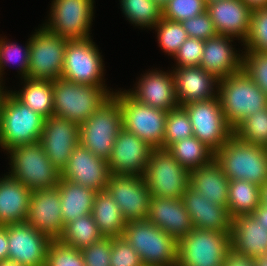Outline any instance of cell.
Masks as SVG:
<instances>
[{"label":"cell","instance_id":"6da1fadb","mask_svg":"<svg viewBox=\"0 0 267 266\" xmlns=\"http://www.w3.org/2000/svg\"><path fill=\"white\" fill-rule=\"evenodd\" d=\"M218 97L232 129L249 115L267 108V95L243 69L219 80Z\"/></svg>","mask_w":267,"mask_h":266},{"label":"cell","instance_id":"7a4b0ae2","mask_svg":"<svg viewBox=\"0 0 267 266\" xmlns=\"http://www.w3.org/2000/svg\"><path fill=\"white\" fill-rule=\"evenodd\" d=\"M45 117L22 103L12 91L4 92L0 104V147L9 150L21 144L38 142Z\"/></svg>","mask_w":267,"mask_h":266},{"label":"cell","instance_id":"3957f363","mask_svg":"<svg viewBox=\"0 0 267 266\" xmlns=\"http://www.w3.org/2000/svg\"><path fill=\"white\" fill-rule=\"evenodd\" d=\"M215 160L229 180L261 186L267 181V148L252 145L234 135L215 153Z\"/></svg>","mask_w":267,"mask_h":266},{"label":"cell","instance_id":"277c9868","mask_svg":"<svg viewBox=\"0 0 267 266\" xmlns=\"http://www.w3.org/2000/svg\"><path fill=\"white\" fill-rule=\"evenodd\" d=\"M105 85H84L58 78L53 81L54 115L85 122L114 92Z\"/></svg>","mask_w":267,"mask_h":266},{"label":"cell","instance_id":"5b68a950","mask_svg":"<svg viewBox=\"0 0 267 266\" xmlns=\"http://www.w3.org/2000/svg\"><path fill=\"white\" fill-rule=\"evenodd\" d=\"M144 266H177L178 241L147 219L127 222L123 235Z\"/></svg>","mask_w":267,"mask_h":266},{"label":"cell","instance_id":"8992f818","mask_svg":"<svg viewBox=\"0 0 267 266\" xmlns=\"http://www.w3.org/2000/svg\"><path fill=\"white\" fill-rule=\"evenodd\" d=\"M7 152L11 155L8 175L32 191L57 187L61 172L52 165L39 141L12 147Z\"/></svg>","mask_w":267,"mask_h":266},{"label":"cell","instance_id":"52a82bcc","mask_svg":"<svg viewBox=\"0 0 267 266\" xmlns=\"http://www.w3.org/2000/svg\"><path fill=\"white\" fill-rule=\"evenodd\" d=\"M122 129L121 106L112 94L85 122L79 125V141L94 155L108 160L117 135Z\"/></svg>","mask_w":267,"mask_h":266},{"label":"cell","instance_id":"ba28073f","mask_svg":"<svg viewBox=\"0 0 267 266\" xmlns=\"http://www.w3.org/2000/svg\"><path fill=\"white\" fill-rule=\"evenodd\" d=\"M230 233L193 228L178 241L177 266H222L231 247Z\"/></svg>","mask_w":267,"mask_h":266},{"label":"cell","instance_id":"9c48e42d","mask_svg":"<svg viewBox=\"0 0 267 266\" xmlns=\"http://www.w3.org/2000/svg\"><path fill=\"white\" fill-rule=\"evenodd\" d=\"M121 106L123 128L148 143L153 149L163 148L167 111L139 103L127 92H114Z\"/></svg>","mask_w":267,"mask_h":266},{"label":"cell","instance_id":"30bf717a","mask_svg":"<svg viewBox=\"0 0 267 266\" xmlns=\"http://www.w3.org/2000/svg\"><path fill=\"white\" fill-rule=\"evenodd\" d=\"M151 196L182 198L189 187L190 172L168 149H153L143 176Z\"/></svg>","mask_w":267,"mask_h":266},{"label":"cell","instance_id":"8fae6325","mask_svg":"<svg viewBox=\"0 0 267 266\" xmlns=\"http://www.w3.org/2000/svg\"><path fill=\"white\" fill-rule=\"evenodd\" d=\"M192 124L193 136L215 153L233 136L224 117L219 97L183 106Z\"/></svg>","mask_w":267,"mask_h":266},{"label":"cell","instance_id":"7c38bea8","mask_svg":"<svg viewBox=\"0 0 267 266\" xmlns=\"http://www.w3.org/2000/svg\"><path fill=\"white\" fill-rule=\"evenodd\" d=\"M103 62L91 37L68 40L61 78L84 85H104Z\"/></svg>","mask_w":267,"mask_h":266},{"label":"cell","instance_id":"4fadbf2b","mask_svg":"<svg viewBox=\"0 0 267 266\" xmlns=\"http://www.w3.org/2000/svg\"><path fill=\"white\" fill-rule=\"evenodd\" d=\"M94 0H53L49 22L43 27L67 40L90 38Z\"/></svg>","mask_w":267,"mask_h":266},{"label":"cell","instance_id":"5bb4252c","mask_svg":"<svg viewBox=\"0 0 267 266\" xmlns=\"http://www.w3.org/2000/svg\"><path fill=\"white\" fill-rule=\"evenodd\" d=\"M30 37L29 79L57 80L61 78L68 43L43 26Z\"/></svg>","mask_w":267,"mask_h":266},{"label":"cell","instance_id":"9a60e30c","mask_svg":"<svg viewBox=\"0 0 267 266\" xmlns=\"http://www.w3.org/2000/svg\"><path fill=\"white\" fill-rule=\"evenodd\" d=\"M106 191L121 209L126 222L147 219L152 196L143 177L111 174Z\"/></svg>","mask_w":267,"mask_h":266},{"label":"cell","instance_id":"2e32d148","mask_svg":"<svg viewBox=\"0 0 267 266\" xmlns=\"http://www.w3.org/2000/svg\"><path fill=\"white\" fill-rule=\"evenodd\" d=\"M8 259L23 266H45L49 244L47 235L39 232L27 221L6 225Z\"/></svg>","mask_w":267,"mask_h":266},{"label":"cell","instance_id":"e0dca14e","mask_svg":"<svg viewBox=\"0 0 267 266\" xmlns=\"http://www.w3.org/2000/svg\"><path fill=\"white\" fill-rule=\"evenodd\" d=\"M39 142L52 165L62 172L73 149L80 143L79 124L56 115L45 118Z\"/></svg>","mask_w":267,"mask_h":266},{"label":"cell","instance_id":"ac0fdd59","mask_svg":"<svg viewBox=\"0 0 267 266\" xmlns=\"http://www.w3.org/2000/svg\"><path fill=\"white\" fill-rule=\"evenodd\" d=\"M111 172L108 161L94 155L80 143L73 149L61 178L77 183L94 191L107 188Z\"/></svg>","mask_w":267,"mask_h":266},{"label":"cell","instance_id":"d6986e66","mask_svg":"<svg viewBox=\"0 0 267 266\" xmlns=\"http://www.w3.org/2000/svg\"><path fill=\"white\" fill-rule=\"evenodd\" d=\"M153 148L124 128L118 133L108 161L111 174L143 177Z\"/></svg>","mask_w":267,"mask_h":266},{"label":"cell","instance_id":"ffe728a7","mask_svg":"<svg viewBox=\"0 0 267 266\" xmlns=\"http://www.w3.org/2000/svg\"><path fill=\"white\" fill-rule=\"evenodd\" d=\"M25 221L50 239H59L65 225L58 187L32 191Z\"/></svg>","mask_w":267,"mask_h":266},{"label":"cell","instance_id":"44dd1931","mask_svg":"<svg viewBox=\"0 0 267 266\" xmlns=\"http://www.w3.org/2000/svg\"><path fill=\"white\" fill-rule=\"evenodd\" d=\"M134 89L126 92L139 103L167 112L179 106L172 71L152 70L142 75Z\"/></svg>","mask_w":267,"mask_h":266},{"label":"cell","instance_id":"7402d4cb","mask_svg":"<svg viewBox=\"0 0 267 266\" xmlns=\"http://www.w3.org/2000/svg\"><path fill=\"white\" fill-rule=\"evenodd\" d=\"M206 11L219 35L236 37L242 43L250 30L252 9L242 0H215Z\"/></svg>","mask_w":267,"mask_h":266},{"label":"cell","instance_id":"603a6c76","mask_svg":"<svg viewBox=\"0 0 267 266\" xmlns=\"http://www.w3.org/2000/svg\"><path fill=\"white\" fill-rule=\"evenodd\" d=\"M172 73L179 106L218 97L219 80L200 66L175 67Z\"/></svg>","mask_w":267,"mask_h":266},{"label":"cell","instance_id":"cb8c5ba5","mask_svg":"<svg viewBox=\"0 0 267 266\" xmlns=\"http://www.w3.org/2000/svg\"><path fill=\"white\" fill-rule=\"evenodd\" d=\"M147 220L177 241L194 228L182 198L152 196Z\"/></svg>","mask_w":267,"mask_h":266},{"label":"cell","instance_id":"d4e9b609","mask_svg":"<svg viewBox=\"0 0 267 266\" xmlns=\"http://www.w3.org/2000/svg\"><path fill=\"white\" fill-rule=\"evenodd\" d=\"M233 38L217 34L204 41L199 66L218 80L243 69V55L237 53V50L235 52L232 47Z\"/></svg>","mask_w":267,"mask_h":266},{"label":"cell","instance_id":"484cf974","mask_svg":"<svg viewBox=\"0 0 267 266\" xmlns=\"http://www.w3.org/2000/svg\"><path fill=\"white\" fill-rule=\"evenodd\" d=\"M182 200L194 228L231 232L232 219L227 207L212 204L190 186L185 190Z\"/></svg>","mask_w":267,"mask_h":266},{"label":"cell","instance_id":"4316f807","mask_svg":"<svg viewBox=\"0 0 267 266\" xmlns=\"http://www.w3.org/2000/svg\"><path fill=\"white\" fill-rule=\"evenodd\" d=\"M231 247L251 258L267 254V229L252 214L232 219Z\"/></svg>","mask_w":267,"mask_h":266},{"label":"cell","instance_id":"83f0119b","mask_svg":"<svg viewBox=\"0 0 267 266\" xmlns=\"http://www.w3.org/2000/svg\"><path fill=\"white\" fill-rule=\"evenodd\" d=\"M32 190L10 175L0 178V225L26 220Z\"/></svg>","mask_w":267,"mask_h":266},{"label":"cell","instance_id":"f1b7e54d","mask_svg":"<svg viewBox=\"0 0 267 266\" xmlns=\"http://www.w3.org/2000/svg\"><path fill=\"white\" fill-rule=\"evenodd\" d=\"M229 182L230 180L215 159L190 172L189 186L212 204L227 207Z\"/></svg>","mask_w":267,"mask_h":266},{"label":"cell","instance_id":"f546056e","mask_svg":"<svg viewBox=\"0 0 267 266\" xmlns=\"http://www.w3.org/2000/svg\"><path fill=\"white\" fill-rule=\"evenodd\" d=\"M57 187L64 225L79 216L92 213L96 191L61 177Z\"/></svg>","mask_w":267,"mask_h":266},{"label":"cell","instance_id":"4dcf8cb0","mask_svg":"<svg viewBox=\"0 0 267 266\" xmlns=\"http://www.w3.org/2000/svg\"><path fill=\"white\" fill-rule=\"evenodd\" d=\"M92 216L103 237L123 235L127 222L121 209L106 190L96 192Z\"/></svg>","mask_w":267,"mask_h":266},{"label":"cell","instance_id":"1f68e13d","mask_svg":"<svg viewBox=\"0 0 267 266\" xmlns=\"http://www.w3.org/2000/svg\"><path fill=\"white\" fill-rule=\"evenodd\" d=\"M24 87L12 93L33 111L48 118L54 115L53 80L24 79Z\"/></svg>","mask_w":267,"mask_h":266},{"label":"cell","instance_id":"d6a6232c","mask_svg":"<svg viewBox=\"0 0 267 266\" xmlns=\"http://www.w3.org/2000/svg\"><path fill=\"white\" fill-rule=\"evenodd\" d=\"M168 151L189 172L207 165L215 159V152L195 136L173 143Z\"/></svg>","mask_w":267,"mask_h":266},{"label":"cell","instance_id":"836d02e7","mask_svg":"<svg viewBox=\"0 0 267 266\" xmlns=\"http://www.w3.org/2000/svg\"><path fill=\"white\" fill-rule=\"evenodd\" d=\"M259 204V186L244 180H230L227 211L231 219L252 214Z\"/></svg>","mask_w":267,"mask_h":266},{"label":"cell","instance_id":"e575fe53","mask_svg":"<svg viewBox=\"0 0 267 266\" xmlns=\"http://www.w3.org/2000/svg\"><path fill=\"white\" fill-rule=\"evenodd\" d=\"M102 238L103 236L95 223L92 213H89L66 223L63 234L58 240L62 244L80 250L96 243Z\"/></svg>","mask_w":267,"mask_h":266},{"label":"cell","instance_id":"d590c367","mask_svg":"<svg viewBox=\"0 0 267 266\" xmlns=\"http://www.w3.org/2000/svg\"><path fill=\"white\" fill-rule=\"evenodd\" d=\"M127 20L135 26L154 28L162 19V9L153 0H120Z\"/></svg>","mask_w":267,"mask_h":266},{"label":"cell","instance_id":"8d00e7d4","mask_svg":"<svg viewBox=\"0 0 267 266\" xmlns=\"http://www.w3.org/2000/svg\"><path fill=\"white\" fill-rule=\"evenodd\" d=\"M233 135L243 142L267 148V108L249 115L234 129Z\"/></svg>","mask_w":267,"mask_h":266},{"label":"cell","instance_id":"74e56055","mask_svg":"<svg viewBox=\"0 0 267 266\" xmlns=\"http://www.w3.org/2000/svg\"><path fill=\"white\" fill-rule=\"evenodd\" d=\"M193 136L192 124L186 109L178 106L167 113L163 149H168L173 143Z\"/></svg>","mask_w":267,"mask_h":266},{"label":"cell","instance_id":"f35d334b","mask_svg":"<svg viewBox=\"0 0 267 266\" xmlns=\"http://www.w3.org/2000/svg\"><path fill=\"white\" fill-rule=\"evenodd\" d=\"M157 31L158 43L161 49L170 56H174L181 45L188 38L183 24L162 18L154 27Z\"/></svg>","mask_w":267,"mask_h":266},{"label":"cell","instance_id":"ab89813d","mask_svg":"<svg viewBox=\"0 0 267 266\" xmlns=\"http://www.w3.org/2000/svg\"><path fill=\"white\" fill-rule=\"evenodd\" d=\"M29 41L25 45L24 49L18 46L15 43H10L5 38L0 39V84L1 77L3 75L4 66H7L6 63H17L19 66V74L21 75L22 79L28 78V68H29V61H30V38Z\"/></svg>","mask_w":267,"mask_h":266},{"label":"cell","instance_id":"60d3db41","mask_svg":"<svg viewBox=\"0 0 267 266\" xmlns=\"http://www.w3.org/2000/svg\"><path fill=\"white\" fill-rule=\"evenodd\" d=\"M243 44L244 50L267 52V7L252 11L249 34Z\"/></svg>","mask_w":267,"mask_h":266},{"label":"cell","instance_id":"b9f144b4","mask_svg":"<svg viewBox=\"0 0 267 266\" xmlns=\"http://www.w3.org/2000/svg\"><path fill=\"white\" fill-rule=\"evenodd\" d=\"M204 0H169L162 9V18L183 22L206 11Z\"/></svg>","mask_w":267,"mask_h":266},{"label":"cell","instance_id":"7bdbcfd3","mask_svg":"<svg viewBox=\"0 0 267 266\" xmlns=\"http://www.w3.org/2000/svg\"><path fill=\"white\" fill-rule=\"evenodd\" d=\"M241 54L243 70L267 95V52L245 50Z\"/></svg>","mask_w":267,"mask_h":266},{"label":"cell","instance_id":"ee69618b","mask_svg":"<svg viewBox=\"0 0 267 266\" xmlns=\"http://www.w3.org/2000/svg\"><path fill=\"white\" fill-rule=\"evenodd\" d=\"M45 266H85L79 249L52 240L49 244Z\"/></svg>","mask_w":267,"mask_h":266},{"label":"cell","instance_id":"f6af8a7d","mask_svg":"<svg viewBox=\"0 0 267 266\" xmlns=\"http://www.w3.org/2000/svg\"><path fill=\"white\" fill-rule=\"evenodd\" d=\"M110 266H144L139 254L122 236L111 240Z\"/></svg>","mask_w":267,"mask_h":266},{"label":"cell","instance_id":"bcb514c9","mask_svg":"<svg viewBox=\"0 0 267 266\" xmlns=\"http://www.w3.org/2000/svg\"><path fill=\"white\" fill-rule=\"evenodd\" d=\"M112 237H103L96 243L80 249L85 266H110Z\"/></svg>","mask_w":267,"mask_h":266},{"label":"cell","instance_id":"7dc6e473","mask_svg":"<svg viewBox=\"0 0 267 266\" xmlns=\"http://www.w3.org/2000/svg\"><path fill=\"white\" fill-rule=\"evenodd\" d=\"M204 50V40L188 37L173 56L176 67L199 66Z\"/></svg>","mask_w":267,"mask_h":266},{"label":"cell","instance_id":"c3c4849f","mask_svg":"<svg viewBox=\"0 0 267 266\" xmlns=\"http://www.w3.org/2000/svg\"><path fill=\"white\" fill-rule=\"evenodd\" d=\"M188 37L200 40H207L216 36L218 33L214 27L213 21L207 11L181 22Z\"/></svg>","mask_w":267,"mask_h":266},{"label":"cell","instance_id":"681fc988","mask_svg":"<svg viewBox=\"0 0 267 266\" xmlns=\"http://www.w3.org/2000/svg\"><path fill=\"white\" fill-rule=\"evenodd\" d=\"M222 266H255V259L230 247Z\"/></svg>","mask_w":267,"mask_h":266},{"label":"cell","instance_id":"f907efd6","mask_svg":"<svg viewBox=\"0 0 267 266\" xmlns=\"http://www.w3.org/2000/svg\"><path fill=\"white\" fill-rule=\"evenodd\" d=\"M8 238L6 225H0V261L8 259Z\"/></svg>","mask_w":267,"mask_h":266},{"label":"cell","instance_id":"816d5d0a","mask_svg":"<svg viewBox=\"0 0 267 266\" xmlns=\"http://www.w3.org/2000/svg\"><path fill=\"white\" fill-rule=\"evenodd\" d=\"M252 215L258 222H261V225H263L267 229V206L259 204Z\"/></svg>","mask_w":267,"mask_h":266},{"label":"cell","instance_id":"f5cc1de1","mask_svg":"<svg viewBox=\"0 0 267 266\" xmlns=\"http://www.w3.org/2000/svg\"><path fill=\"white\" fill-rule=\"evenodd\" d=\"M248 5L252 10L257 8L267 7V0H242Z\"/></svg>","mask_w":267,"mask_h":266},{"label":"cell","instance_id":"db71d44e","mask_svg":"<svg viewBox=\"0 0 267 266\" xmlns=\"http://www.w3.org/2000/svg\"><path fill=\"white\" fill-rule=\"evenodd\" d=\"M260 204L267 206V181L260 186Z\"/></svg>","mask_w":267,"mask_h":266},{"label":"cell","instance_id":"11a10c76","mask_svg":"<svg viewBox=\"0 0 267 266\" xmlns=\"http://www.w3.org/2000/svg\"><path fill=\"white\" fill-rule=\"evenodd\" d=\"M255 266H267V254L255 259Z\"/></svg>","mask_w":267,"mask_h":266},{"label":"cell","instance_id":"9f6ffc18","mask_svg":"<svg viewBox=\"0 0 267 266\" xmlns=\"http://www.w3.org/2000/svg\"><path fill=\"white\" fill-rule=\"evenodd\" d=\"M0 266H23L13 260H10V259H6V260H3V261H0Z\"/></svg>","mask_w":267,"mask_h":266},{"label":"cell","instance_id":"6f0895ef","mask_svg":"<svg viewBox=\"0 0 267 266\" xmlns=\"http://www.w3.org/2000/svg\"><path fill=\"white\" fill-rule=\"evenodd\" d=\"M161 9L167 4L169 0H153Z\"/></svg>","mask_w":267,"mask_h":266},{"label":"cell","instance_id":"680465c9","mask_svg":"<svg viewBox=\"0 0 267 266\" xmlns=\"http://www.w3.org/2000/svg\"><path fill=\"white\" fill-rule=\"evenodd\" d=\"M213 1H215V0H204V2H205L206 4H208V3H210V2H213Z\"/></svg>","mask_w":267,"mask_h":266},{"label":"cell","instance_id":"91938a15","mask_svg":"<svg viewBox=\"0 0 267 266\" xmlns=\"http://www.w3.org/2000/svg\"><path fill=\"white\" fill-rule=\"evenodd\" d=\"M0 92H5V91H4V86L2 87L1 84H0Z\"/></svg>","mask_w":267,"mask_h":266},{"label":"cell","instance_id":"94428289","mask_svg":"<svg viewBox=\"0 0 267 266\" xmlns=\"http://www.w3.org/2000/svg\"><path fill=\"white\" fill-rule=\"evenodd\" d=\"M4 92H0V104H1V98L3 96Z\"/></svg>","mask_w":267,"mask_h":266}]
</instances>
